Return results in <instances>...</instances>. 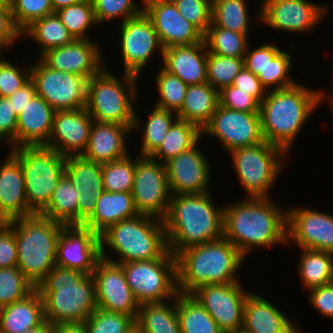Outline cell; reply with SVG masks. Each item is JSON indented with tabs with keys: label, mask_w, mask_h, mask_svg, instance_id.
Instances as JSON below:
<instances>
[{
	"label": "cell",
	"mask_w": 333,
	"mask_h": 333,
	"mask_svg": "<svg viewBox=\"0 0 333 333\" xmlns=\"http://www.w3.org/2000/svg\"><path fill=\"white\" fill-rule=\"evenodd\" d=\"M93 118L86 107L59 110L54 114L52 130L45 145L64 157L82 155L88 145Z\"/></svg>",
	"instance_id": "obj_24"
},
{
	"label": "cell",
	"mask_w": 333,
	"mask_h": 333,
	"mask_svg": "<svg viewBox=\"0 0 333 333\" xmlns=\"http://www.w3.org/2000/svg\"><path fill=\"white\" fill-rule=\"evenodd\" d=\"M132 197L139 214L164 219L167 216L171 193L164 163L151 156L135 158Z\"/></svg>",
	"instance_id": "obj_13"
},
{
	"label": "cell",
	"mask_w": 333,
	"mask_h": 333,
	"mask_svg": "<svg viewBox=\"0 0 333 333\" xmlns=\"http://www.w3.org/2000/svg\"><path fill=\"white\" fill-rule=\"evenodd\" d=\"M122 77L120 81L106 67L92 76L87 83L86 109L94 121L127 125L133 129L139 76L123 72Z\"/></svg>",
	"instance_id": "obj_8"
},
{
	"label": "cell",
	"mask_w": 333,
	"mask_h": 333,
	"mask_svg": "<svg viewBox=\"0 0 333 333\" xmlns=\"http://www.w3.org/2000/svg\"><path fill=\"white\" fill-rule=\"evenodd\" d=\"M55 112L43 98L36 95L18 115L16 148L46 145Z\"/></svg>",
	"instance_id": "obj_30"
},
{
	"label": "cell",
	"mask_w": 333,
	"mask_h": 333,
	"mask_svg": "<svg viewBox=\"0 0 333 333\" xmlns=\"http://www.w3.org/2000/svg\"><path fill=\"white\" fill-rule=\"evenodd\" d=\"M299 250L301 255L296 267L302 285L309 291L332 283L333 254L302 248Z\"/></svg>",
	"instance_id": "obj_35"
},
{
	"label": "cell",
	"mask_w": 333,
	"mask_h": 333,
	"mask_svg": "<svg viewBox=\"0 0 333 333\" xmlns=\"http://www.w3.org/2000/svg\"><path fill=\"white\" fill-rule=\"evenodd\" d=\"M84 323L88 333H132L136 329L132 316L99 308Z\"/></svg>",
	"instance_id": "obj_48"
},
{
	"label": "cell",
	"mask_w": 333,
	"mask_h": 333,
	"mask_svg": "<svg viewBox=\"0 0 333 333\" xmlns=\"http://www.w3.org/2000/svg\"><path fill=\"white\" fill-rule=\"evenodd\" d=\"M92 275L98 308L132 316L136 320L140 304L127 284L122 267L101 259Z\"/></svg>",
	"instance_id": "obj_21"
},
{
	"label": "cell",
	"mask_w": 333,
	"mask_h": 333,
	"mask_svg": "<svg viewBox=\"0 0 333 333\" xmlns=\"http://www.w3.org/2000/svg\"><path fill=\"white\" fill-rule=\"evenodd\" d=\"M65 174L71 179L78 195V225L94 212L95 202L103 190L102 164L80 156L66 157Z\"/></svg>",
	"instance_id": "obj_25"
},
{
	"label": "cell",
	"mask_w": 333,
	"mask_h": 333,
	"mask_svg": "<svg viewBox=\"0 0 333 333\" xmlns=\"http://www.w3.org/2000/svg\"><path fill=\"white\" fill-rule=\"evenodd\" d=\"M11 0H0V5H10Z\"/></svg>",
	"instance_id": "obj_66"
},
{
	"label": "cell",
	"mask_w": 333,
	"mask_h": 333,
	"mask_svg": "<svg viewBox=\"0 0 333 333\" xmlns=\"http://www.w3.org/2000/svg\"><path fill=\"white\" fill-rule=\"evenodd\" d=\"M144 125L140 122L139 115L135 112L133 131H142L140 156H151L162 144L170 126L178 118L173 111L154 106ZM143 127V128H142Z\"/></svg>",
	"instance_id": "obj_37"
},
{
	"label": "cell",
	"mask_w": 333,
	"mask_h": 333,
	"mask_svg": "<svg viewBox=\"0 0 333 333\" xmlns=\"http://www.w3.org/2000/svg\"><path fill=\"white\" fill-rule=\"evenodd\" d=\"M181 333H223L206 309L190 294H177Z\"/></svg>",
	"instance_id": "obj_40"
},
{
	"label": "cell",
	"mask_w": 333,
	"mask_h": 333,
	"mask_svg": "<svg viewBox=\"0 0 333 333\" xmlns=\"http://www.w3.org/2000/svg\"><path fill=\"white\" fill-rule=\"evenodd\" d=\"M77 197L71 179L64 173L53 191L49 204L39 214L65 225H78Z\"/></svg>",
	"instance_id": "obj_36"
},
{
	"label": "cell",
	"mask_w": 333,
	"mask_h": 333,
	"mask_svg": "<svg viewBox=\"0 0 333 333\" xmlns=\"http://www.w3.org/2000/svg\"><path fill=\"white\" fill-rule=\"evenodd\" d=\"M17 262L15 232L6 222H0V268L16 267Z\"/></svg>",
	"instance_id": "obj_57"
},
{
	"label": "cell",
	"mask_w": 333,
	"mask_h": 333,
	"mask_svg": "<svg viewBox=\"0 0 333 333\" xmlns=\"http://www.w3.org/2000/svg\"><path fill=\"white\" fill-rule=\"evenodd\" d=\"M44 321L43 300L37 289L24 299L0 309V333H22Z\"/></svg>",
	"instance_id": "obj_32"
},
{
	"label": "cell",
	"mask_w": 333,
	"mask_h": 333,
	"mask_svg": "<svg viewBox=\"0 0 333 333\" xmlns=\"http://www.w3.org/2000/svg\"><path fill=\"white\" fill-rule=\"evenodd\" d=\"M80 1L81 0H50L54 12L62 8H66L70 5L76 4Z\"/></svg>",
	"instance_id": "obj_64"
},
{
	"label": "cell",
	"mask_w": 333,
	"mask_h": 333,
	"mask_svg": "<svg viewBox=\"0 0 333 333\" xmlns=\"http://www.w3.org/2000/svg\"><path fill=\"white\" fill-rule=\"evenodd\" d=\"M207 49L205 42L171 46L163 49L161 65L187 85L207 82Z\"/></svg>",
	"instance_id": "obj_28"
},
{
	"label": "cell",
	"mask_w": 333,
	"mask_h": 333,
	"mask_svg": "<svg viewBox=\"0 0 333 333\" xmlns=\"http://www.w3.org/2000/svg\"><path fill=\"white\" fill-rule=\"evenodd\" d=\"M264 296L250 292L243 312L242 331L245 333H302L291 318Z\"/></svg>",
	"instance_id": "obj_27"
},
{
	"label": "cell",
	"mask_w": 333,
	"mask_h": 333,
	"mask_svg": "<svg viewBox=\"0 0 333 333\" xmlns=\"http://www.w3.org/2000/svg\"><path fill=\"white\" fill-rule=\"evenodd\" d=\"M244 67V59L207 53V82L218 92L233 84Z\"/></svg>",
	"instance_id": "obj_46"
},
{
	"label": "cell",
	"mask_w": 333,
	"mask_h": 333,
	"mask_svg": "<svg viewBox=\"0 0 333 333\" xmlns=\"http://www.w3.org/2000/svg\"><path fill=\"white\" fill-rule=\"evenodd\" d=\"M61 23L77 39H91L87 30L98 25L92 0H81L66 8L55 11Z\"/></svg>",
	"instance_id": "obj_43"
},
{
	"label": "cell",
	"mask_w": 333,
	"mask_h": 333,
	"mask_svg": "<svg viewBox=\"0 0 333 333\" xmlns=\"http://www.w3.org/2000/svg\"><path fill=\"white\" fill-rule=\"evenodd\" d=\"M229 333H245V332L240 330V331H234V332H229Z\"/></svg>",
	"instance_id": "obj_68"
},
{
	"label": "cell",
	"mask_w": 333,
	"mask_h": 333,
	"mask_svg": "<svg viewBox=\"0 0 333 333\" xmlns=\"http://www.w3.org/2000/svg\"><path fill=\"white\" fill-rule=\"evenodd\" d=\"M134 171L135 159H132L130 155L102 164L103 190L107 192H131Z\"/></svg>",
	"instance_id": "obj_45"
},
{
	"label": "cell",
	"mask_w": 333,
	"mask_h": 333,
	"mask_svg": "<svg viewBox=\"0 0 333 333\" xmlns=\"http://www.w3.org/2000/svg\"><path fill=\"white\" fill-rule=\"evenodd\" d=\"M10 7L14 23L21 32L34 21L55 13L50 0H11Z\"/></svg>",
	"instance_id": "obj_51"
},
{
	"label": "cell",
	"mask_w": 333,
	"mask_h": 333,
	"mask_svg": "<svg viewBox=\"0 0 333 333\" xmlns=\"http://www.w3.org/2000/svg\"><path fill=\"white\" fill-rule=\"evenodd\" d=\"M201 132L202 136L217 138L227 153L236 148L250 147L264 141L259 112L231 110L220 104Z\"/></svg>",
	"instance_id": "obj_14"
},
{
	"label": "cell",
	"mask_w": 333,
	"mask_h": 333,
	"mask_svg": "<svg viewBox=\"0 0 333 333\" xmlns=\"http://www.w3.org/2000/svg\"><path fill=\"white\" fill-rule=\"evenodd\" d=\"M219 105V92L208 82L188 85L185 99L177 117L202 130Z\"/></svg>",
	"instance_id": "obj_33"
},
{
	"label": "cell",
	"mask_w": 333,
	"mask_h": 333,
	"mask_svg": "<svg viewBox=\"0 0 333 333\" xmlns=\"http://www.w3.org/2000/svg\"><path fill=\"white\" fill-rule=\"evenodd\" d=\"M100 236L83 225H65L57 243L56 265L92 274L101 260Z\"/></svg>",
	"instance_id": "obj_20"
},
{
	"label": "cell",
	"mask_w": 333,
	"mask_h": 333,
	"mask_svg": "<svg viewBox=\"0 0 333 333\" xmlns=\"http://www.w3.org/2000/svg\"><path fill=\"white\" fill-rule=\"evenodd\" d=\"M317 106L319 90L299 82L288 88L267 91L259 109L263 140L289 154L297 134Z\"/></svg>",
	"instance_id": "obj_3"
},
{
	"label": "cell",
	"mask_w": 333,
	"mask_h": 333,
	"mask_svg": "<svg viewBox=\"0 0 333 333\" xmlns=\"http://www.w3.org/2000/svg\"><path fill=\"white\" fill-rule=\"evenodd\" d=\"M137 215L131 192L103 191L95 202L93 214L82 225L100 236L110 226Z\"/></svg>",
	"instance_id": "obj_31"
},
{
	"label": "cell",
	"mask_w": 333,
	"mask_h": 333,
	"mask_svg": "<svg viewBox=\"0 0 333 333\" xmlns=\"http://www.w3.org/2000/svg\"><path fill=\"white\" fill-rule=\"evenodd\" d=\"M35 289L17 266L0 268V309L24 299Z\"/></svg>",
	"instance_id": "obj_47"
},
{
	"label": "cell",
	"mask_w": 333,
	"mask_h": 333,
	"mask_svg": "<svg viewBox=\"0 0 333 333\" xmlns=\"http://www.w3.org/2000/svg\"><path fill=\"white\" fill-rule=\"evenodd\" d=\"M155 78L159 96L155 106L177 113L183 105L188 85L162 66Z\"/></svg>",
	"instance_id": "obj_44"
},
{
	"label": "cell",
	"mask_w": 333,
	"mask_h": 333,
	"mask_svg": "<svg viewBox=\"0 0 333 333\" xmlns=\"http://www.w3.org/2000/svg\"><path fill=\"white\" fill-rule=\"evenodd\" d=\"M132 131L127 125L93 120L89 142L82 156L99 164L126 157L129 155L126 135Z\"/></svg>",
	"instance_id": "obj_29"
},
{
	"label": "cell",
	"mask_w": 333,
	"mask_h": 333,
	"mask_svg": "<svg viewBox=\"0 0 333 333\" xmlns=\"http://www.w3.org/2000/svg\"><path fill=\"white\" fill-rule=\"evenodd\" d=\"M262 1L256 21L275 30L292 33H307L313 30L329 10L326 5H318L308 0Z\"/></svg>",
	"instance_id": "obj_16"
},
{
	"label": "cell",
	"mask_w": 333,
	"mask_h": 333,
	"mask_svg": "<svg viewBox=\"0 0 333 333\" xmlns=\"http://www.w3.org/2000/svg\"><path fill=\"white\" fill-rule=\"evenodd\" d=\"M328 101V103L330 104L329 106H331L332 109L331 111L333 112V98H330Z\"/></svg>",
	"instance_id": "obj_67"
},
{
	"label": "cell",
	"mask_w": 333,
	"mask_h": 333,
	"mask_svg": "<svg viewBox=\"0 0 333 333\" xmlns=\"http://www.w3.org/2000/svg\"><path fill=\"white\" fill-rule=\"evenodd\" d=\"M143 12L153 23L163 49L191 45L203 40V34L178 11L172 0H140Z\"/></svg>",
	"instance_id": "obj_22"
},
{
	"label": "cell",
	"mask_w": 333,
	"mask_h": 333,
	"mask_svg": "<svg viewBox=\"0 0 333 333\" xmlns=\"http://www.w3.org/2000/svg\"><path fill=\"white\" fill-rule=\"evenodd\" d=\"M211 23L231 31L249 35L247 0H212Z\"/></svg>",
	"instance_id": "obj_41"
},
{
	"label": "cell",
	"mask_w": 333,
	"mask_h": 333,
	"mask_svg": "<svg viewBox=\"0 0 333 333\" xmlns=\"http://www.w3.org/2000/svg\"><path fill=\"white\" fill-rule=\"evenodd\" d=\"M219 104L241 112H259L260 109V103L249 92H244L233 85L219 91Z\"/></svg>",
	"instance_id": "obj_54"
},
{
	"label": "cell",
	"mask_w": 333,
	"mask_h": 333,
	"mask_svg": "<svg viewBox=\"0 0 333 333\" xmlns=\"http://www.w3.org/2000/svg\"><path fill=\"white\" fill-rule=\"evenodd\" d=\"M100 45L92 39H77L71 44L53 48L39 58L53 69L77 74L88 80L104 67Z\"/></svg>",
	"instance_id": "obj_23"
},
{
	"label": "cell",
	"mask_w": 333,
	"mask_h": 333,
	"mask_svg": "<svg viewBox=\"0 0 333 333\" xmlns=\"http://www.w3.org/2000/svg\"><path fill=\"white\" fill-rule=\"evenodd\" d=\"M36 214L28 205L20 161L11 153L0 164V222Z\"/></svg>",
	"instance_id": "obj_26"
},
{
	"label": "cell",
	"mask_w": 333,
	"mask_h": 333,
	"mask_svg": "<svg viewBox=\"0 0 333 333\" xmlns=\"http://www.w3.org/2000/svg\"><path fill=\"white\" fill-rule=\"evenodd\" d=\"M54 333H88L84 322L62 323L53 326Z\"/></svg>",
	"instance_id": "obj_62"
},
{
	"label": "cell",
	"mask_w": 333,
	"mask_h": 333,
	"mask_svg": "<svg viewBox=\"0 0 333 333\" xmlns=\"http://www.w3.org/2000/svg\"><path fill=\"white\" fill-rule=\"evenodd\" d=\"M212 199L210 191L171 195L163 222L168 249L174 256L188 247L223 238L224 207L215 206Z\"/></svg>",
	"instance_id": "obj_2"
},
{
	"label": "cell",
	"mask_w": 333,
	"mask_h": 333,
	"mask_svg": "<svg viewBox=\"0 0 333 333\" xmlns=\"http://www.w3.org/2000/svg\"><path fill=\"white\" fill-rule=\"evenodd\" d=\"M20 38L24 37L14 23L10 5H0V52L9 50Z\"/></svg>",
	"instance_id": "obj_58"
},
{
	"label": "cell",
	"mask_w": 333,
	"mask_h": 333,
	"mask_svg": "<svg viewBox=\"0 0 333 333\" xmlns=\"http://www.w3.org/2000/svg\"><path fill=\"white\" fill-rule=\"evenodd\" d=\"M100 240L101 258L116 264L159 259L169 252L163 220L149 215L119 221L104 231ZM105 247L118 258L108 256Z\"/></svg>",
	"instance_id": "obj_6"
},
{
	"label": "cell",
	"mask_w": 333,
	"mask_h": 333,
	"mask_svg": "<svg viewBox=\"0 0 333 333\" xmlns=\"http://www.w3.org/2000/svg\"><path fill=\"white\" fill-rule=\"evenodd\" d=\"M31 80L36 94L55 111L86 107L87 83L84 76L62 72L48 67L39 57L31 65Z\"/></svg>",
	"instance_id": "obj_12"
},
{
	"label": "cell",
	"mask_w": 333,
	"mask_h": 333,
	"mask_svg": "<svg viewBox=\"0 0 333 333\" xmlns=\"http://www.w3.org/2000/svg\"><path fill=\"white\" fill-rule=\"evenodd\" d=\"M10 152L23 169L27 203L35 213H40L49 204L65 173L66 157L45 145L21 146Z\"/></svg>",
	"instance_id": "obj_9"
},
{
	"label": "cell",
	"mask_w": 333,
	"mask_h": 333,
	"mask_svg": "<svg viewBox=\"0 0 333 333\" xmlns=\"http://www.w3.org/2000/svg\"><path fill=\"white\" fill-rule=\"evenodd\" d=\"M22 333H54V329L53 326L45 320L40 326L26 330Z\"/></svg>",
	"instance_id": "obj_63"
},
{
	"label": "cell",
	"mask_w": 333,
	"mask_h": 333,
	"mask_svg": "<svg viewBox=\"0 0 333 333\" xmlns=\"http://www.w3.org/2000/svg\"><path fill=\"white\" fill-rule=\"evenodd\" d=\"M120 29L123 72L139 76L156 51L159 50L163 57V47L157 32L144 12L123 23L120 22Z\"/></svg>",
	"instance_id": "obj_17"
},
{
	"label": "cell",
	"mask_w": 333,
	"mask_h": 333,
	"mask_svg": "<svg viewBox=\"0 0 333 333\" xmlns=\"http://www.w3.org/2000/svg\"><path fill=\"white\" fill-rule=\"evenodd\" d=\"M2 57L0 52V97L7 98L31 80V65L22 69Z\"/></svg>",
	"instance_id": "obj_52"
},
{
	"label": "cell",
	"mask_w": 333,
	"mask_h": 333,
	"mask_svg": "<svg viewBox=\"0 0 333 333\" xmlns=\"http://www.w3.org/2000/svg\"><path fill=\"white\" fill-rule=\"evenodd\" d=\"M309 304L321 315L333 318V284L309 290Z\"/></svg>",
	"instance_id": "obj_59"
},
{
	"label": "cell",
	"mask_w": 333,
	"mask_h": 333,
	"mask_svg": "<svg viewBox=\"0 0 333 333\" xmlns=\"http://www.w3.org/2000/svg\"><path fill=\"white\" fill-rule=\"evenodd\" d=\"M136 300L160 303L177 296V260L170 251L159 259L119 264Z\"/></svg>",
	"instance_id": "obj_11"
},
{
	"label": "cell",
	"mask_w": 333,
	"mask_h": 333,
	"mask_svg": "<svg viewBox=\"0 0 333 333\" xmlns=\"http://www.w3.org/2000/svg\"><path fill=\"white\" fill-rule=\"evenodd\" d=\"M92 3L98 26L118 16L123 23L143 12V4L139 5L136 0H92Z\"/></svg>",
	"instance_id": "obj_50"
},
{
	"label": "cell",
	"mask_w": 333,
	"mask_h": 333,
	"mask_svg": "<svg viewBox=\"0 0 333 333\" xmlns=\"http://www.w3.org/2000/svg\"><path fill=\"white\" fill-rule=\"evenodd\" d=\"M249 293L241 282H237L203 285L190 295L206 309L223 333H229L242 329L244 305Z\"/></svg>",
	"instance_id": "obj_15"
},
{
	"label": "cell",
	"mask_w": 333,
	"mask_h": 333,
	"mask_svg": "<svg viewBox=\"0 0 333 333\" xmlns=\"http://www.w3.org/2000/svg\"><path fill=\"white\" fill-rule=\"evenodd\" d=\"M244 92H249L259 103L263 101L266 96V89L261 85L258 77L255 76L245 67L236 75L232 84Z\"/></svg>",
	"instance_id": "obj_60"
},
{
	"label": "cell",
	"mask_w": 333,
	"mask_h": 333,
	"mask_svg": "<svg viewBox=\"0 0 333 333\" xmlns=\"http://www.w3.org/2000/svg\"><path fill=\"white\" fill-rule=\"evenodd\" d=\"M292 55L282 49L267 63L265 67V77H258L261 85L266 91L278 90L291 87L297 83L294 78H290L292 66Z\"/></svg>",
	"instance_id": "obj_49"
},
{
	"label": "cell",
	"mask_w": 333,
	"mask_h": 333,
	"mask_svg": "<svg viewBox=\"0 0 333 333\" xmlns=\"http://www.w3.org/2000/svg\"><path fill=\"white\" fill-rule=\"evenodd\" d=\"M135 324L138 333H181L177 296L165 302L141 304Z\"/></svg>",
	"instance_id": "obj_34"
},
{
	"label": "cell",
	"mask_w": 333,
	"mask_h": 333,
	"mask_svg": "<svg viewBox=\"0 0 333 333\" xmlns=\"http://www.w3.org/2000/svg\"><path fill=\"white\" fill-rule=\"evenodd\" d=\"M36 289L43 300L44 318L52 326L85 322L98 308L92 274L55 265Z\"/></svg>",
	"instance_id": "obj_5"
},
{
	"label": "cell",
	"mask_w": 333,
	"mask_h": 333,
	"mask_svg": "<svg viewBox=\"0 0 333 333\" xmlns=\"http://www.w3.org/2000/svg\"><path fill=\"white\" fill-rule=\"evenodd\" d=\"M180 14L202 34L211 25L212 0H172Z\"/></svg>",
	"instance_id": "obj_53"
},
{
	"label": "cell",
	"mask_w": 333,
	"mask_h": 333,
	"mask_svg": "<svg viewBox=\"0 0 333 333\" xmlns=\"http://www.w3.org/2000/svg\"><path fill=\"white\" fill-rule=\"evenodd\" d=\"M202 137L201 130L194 124L177 118L170 126L162 144L151 155L155 160L165 163L194 146Z\"/></svg>",
	"instance_id": "obj_39"
},
{
	"label": "cell",
	"mask_w": 333,
	"mask_h": 333,
	"mask_svg": "<svg viewBox=\"0 0 333 333\" xmlns=\"http://www.w3.org/2000/svg\"><path fill=\"white\" fill-rule=\"evenodd\" d=\"M23 36H28L39 45V57L50 49L71 44L76 40L56 13L34 21L22 32Z\"/></svg>",
	"instance_id": "obj_38"
},
{
	"label": "cell",
	"mask_w": 333,
	"mask_h": 333,
	"mask_svg": "<svg viewBox=\"0 0 333 333\" xmlns=\"http://www.w3.org/2000/svg\"><path fill=\"white\" fill-rule=\"evenodd\" d=\"M200 141L164 163L171 195L210 191L212 169L207 156L198 147Z\"/></svg>",
	"instance_id": "obj_19"
},
{
	"label": "cell",
	"mask_w": 333,
	"mask_h": 333,
	"mask_svg": "<svg viewBox=\"0 0 333 333\" xmlns=\"http://www.w3.org/2000/svg\"><path fill=\"white\" fill-rule=\"evenodd\" d=\"M270 197H244L224 206L223 237L246 258L258 247L287 244V210Z\"/></svg>",
	"instance_id": "obj_1"
},
{
	"label": "cell",
	"mask_w": 333,
	"mask_h": 333,
	"mask_svg": "<svg viewBox=\"0 0 333 333\" xmlns=\"http://www.w3.org/2000/svg\"><path fill=\"white\" fill-rule=\"evenodd\" d=\"M333 254V215L306 207L287 210V245Z\"/></svg>",
	"instance_id": "obj_18"
},
{
	"label": "cell",
	"mask_w": 333,
	"mask_h": 333,
	"mask_svg": "<svg viewBox=\"0 0 333 333\" xmlns=\"http://www.w3.org/2000/svg\"><path fill=\"white\" fill-rule=\"evenodd\" d=\"M177 289L191 294L203 285L237 283L246 258L226 238L188 247L176 255Z\"/></svg>",
	"instance_id": "obj_4"
},
{
	"label": "cell",
	"mask_w": 333,
	"mask_h": 333,
	"mask_svg": "<svg viewBox=\"0 0 333 333\" xmlns=\"http://www.w3.org/2000/svg\"><path fill=\"white\" fill-rule=\"evenodd\" d=\"M18 115L11 106V100L0 98V141L5 140L10 149L16 148Z\"/></svg>",
	"instance_id": "obj_56"
},
{
	"label": "cell",
	"mask_w": 333,
	"mask_h": 333,
	"mask_svg": "<svg viewBox=\"0 0 333 333\" xmlns=\"http://www.w3.org/2000/svg\"><path fill=\"white\" fill-rule=\"evenodd\" d=\"M203 41L209 53L225 57L243 58L249 45L248 35L212 23L203 34Z\"/></svg>",
	"instance_id": "obj_42"
},
{
	"label": "cell",
	"mask_w": 333,
	"mask_h": 333,
	"mask_svg": "<svg viewBox=\"0 0 333 333\" xmlns=\"http://www.w3.org/2000/svg\"><path fill=\"white\" fill-rule=\"evenodd\" d=\"M36 95V87L34 82L30 80L26 85L7 98L11 100V106L15 110V113L19 115Z\"/></svg>",
	"instance_id": "obj_61"
},
{
	"label": "cell",
	"mask_w": 333,
	"mask_h": 333,
	"mask_svg": "<svg viewBox=\"0 0 333 333\" xmlns=\"http://www.w3.org/2000/svg\"><path fill=\"white\" fill-rule=\"evenodd\" d=\"M6 223L15 232L17 267L37 288L56 265L57 243L65 224L39 213Z\"/></svg>",
	"instance_id": "obj_7"
},
{
	"label": "cell",
	"mask_w": 333,
	"mask_h": 333,
	"mask_svg": "<svg viewBox=\"0 0 333 333\" xmlns=\"http://www.w3.org/2000/svg\"><path fill=\"white\" fill-rule=\"evenodd\" d=\"M275 44H264L250 50V43L243 57L244 67L257 77H265L267 63L280 51Z\"/></svg>",
	"instance_id": "obj_55"
},
{
	"label": "cell",
	"mask_w": 333,
	"mask_h": 333,
	"mask_svg": "<svg viewBox=\"0 0 333 333\" xmlns=\"http://www.w3.org/2000/svg\"><path fill=\"white\" fill-rule=\"evenodd\" d=\"M332 84H333V70H332ZM329 94H326V91H324L323 89L319 90V105H322L321 103L323 102V100H325V98L328 100L330 98H333V93L330 94V96H328ZM328 96V97H327Z\"/></svg>",
	"instance_id": "obj_65"
},
{
	"label": "cell",
	"mask_w": 333,
	"mask_h": 333,
	"mask_svg": "<svg viewBox=\"0 0 333 333\" xmlns=\"http://www.w3.org/2000/svg\"><path fill=\"white\" fill-rule=\"evenodd\" d=\"M229 154L246 197L250 198L270 197V189L282 172L283 160L289 156L265 140L254 146L236 148Z\"/></svg>",
	"instance_id": "obj_10"
}]
</instances>
